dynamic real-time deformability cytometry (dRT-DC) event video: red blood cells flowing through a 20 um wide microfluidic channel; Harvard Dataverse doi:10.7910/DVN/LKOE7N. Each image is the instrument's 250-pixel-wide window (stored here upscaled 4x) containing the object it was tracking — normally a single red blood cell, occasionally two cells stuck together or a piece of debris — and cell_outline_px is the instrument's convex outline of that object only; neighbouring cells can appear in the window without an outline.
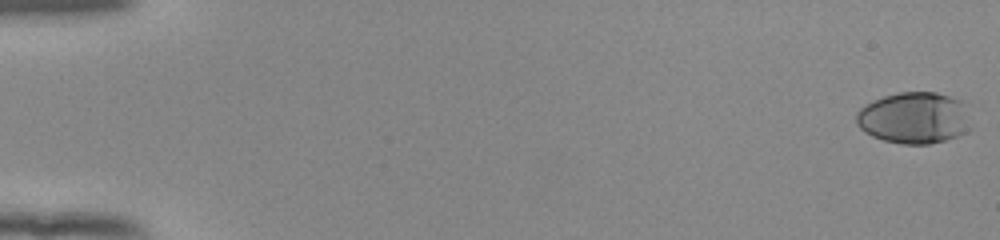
{"species": "human", "species_latin": "Homo sapiens", "temperature_condition": "room temperature", "stored_images_in_passage": 54, "camera_frame_rate_fps": 3000, "um_per_image_px": 0.085, "donor": {"sex": "female"}, "frame": {"image": 1, "passage_image": 1, "time_ms": 0.0, "image_size_px": [1000, 240], "cell_outline_px": [[972, 128], [968, 132], [944, 140], [928, 144], [904, 144], [884, 140], [872, 136], [864, 132], [856, 124], [856, 112], [860, 108], [872, 100], [884, 96], [900, 92], [936, 92], [960, 100], [964, 104]], "centroid_in_image_um": [77.69, 10.02], "position_along_channel_um": 7.3, "area_um2": 34.56}}
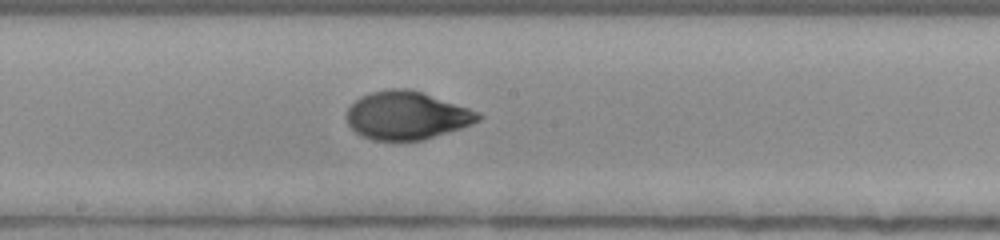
{"frame": {"image": 2, "passage_image": 31, "time_ms": 10.0, "image_size_px": [1000, 240], "cell_outline_px": [[484, 116], [480, 120], [472, 124], [460, 128], [420, 140], [372, 140], [360, 136], [348, 124], [348, 108], [360, 96], [372, 92], [388, 88], [408, 88], [480, 112]], "centroid_in_image_um": [34.56, 9.81], "position_along_channel_um": 213.6, "area_um2": 36.47}}
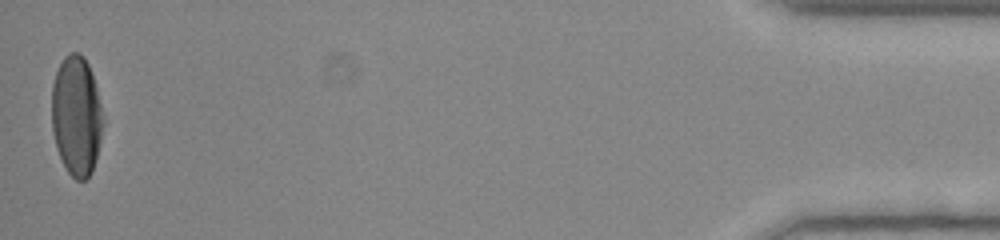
{"frame": {"image": 3, "passage_image": 54, "time_ms": 17.667, "image_size_px": [1000, 240], "cell_outline_px": [[104, 124], [96, 160], [92, 172], [84, 180], [76, 180], [68, 172], [56, 148], [52, 132], [52, 84], [56, 72], [64, 56], [68, 52], [80, 52], [84, 56], [88, 64], [96, 88], [104, 120]], "centroid_in_image_um": [6.49, 9.84], "position_along_channel_um": 428.7, "area_um2": 35.95}, "authors_computed_cell_mechanics": {"area_um2": 35.9227, "velocity_mm_per_s": 3.9093, "shape_relaxation_time_tau1_ms": 4.7115, "shape_relaxation_time_tau2_ms": 1.0121, "deformation_change_tau1": 0.2078, "deformation_change_tau2": 0.047}}